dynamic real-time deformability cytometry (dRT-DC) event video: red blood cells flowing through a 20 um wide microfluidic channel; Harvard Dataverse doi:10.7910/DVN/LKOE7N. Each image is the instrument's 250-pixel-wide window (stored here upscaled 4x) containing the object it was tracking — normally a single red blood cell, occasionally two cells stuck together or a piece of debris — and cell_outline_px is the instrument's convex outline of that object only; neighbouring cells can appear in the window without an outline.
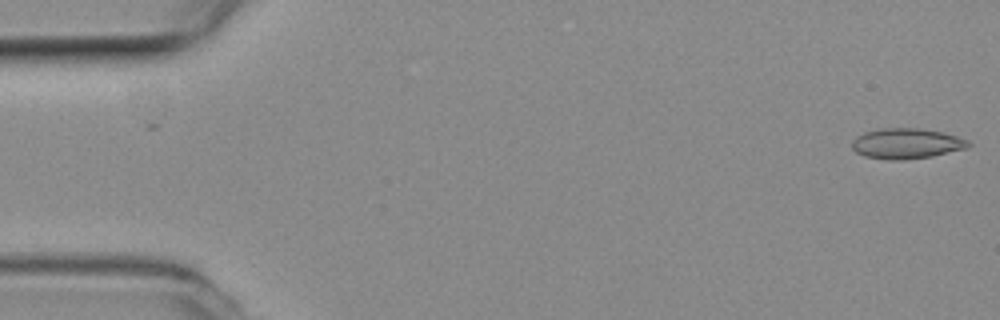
{"species": "common noctule bat (a hibernating species)", "species_latin": "Nyctalus noctula", "temperature_condition": "room temperature", "stored_images_in_passage": 55, "camera_frame_rate_fps": 3000, "um_per_image_px": 0.085, "animal": {"sex": "female", "body_mass_g": 19.3, "forearm_length_mm": 54.1}, "frame": {"image": 1, "passage_image": 1, "time_ms": 0.0, "image_size_px": [1000, 320], "cell_outline_px": [[972, 144], [968, 148], [932, 156], [904, 160], [888, 160], [864, 156], [856, 152], [852, 148], [852, 140], [856, 136], [864, 132], [876, 128], [920, 128], [944, 132], [968, 140]], "centroid_in_image_um": [77.04, 12.19], "position_along_channel_um": 8.0, "area_um2": 20.92}}
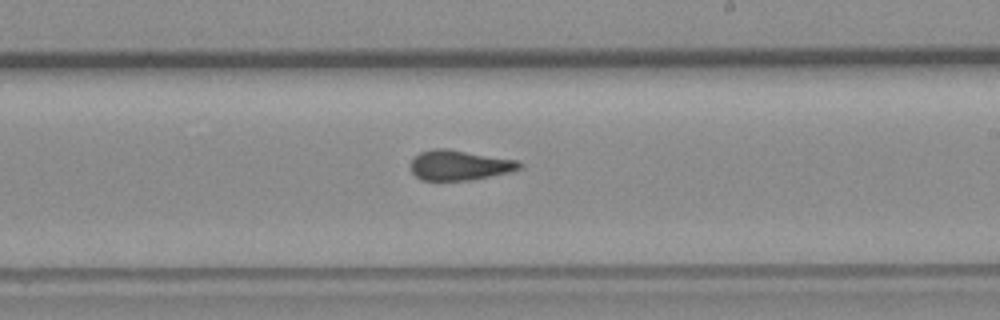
{"frame": {"image": 2, "passage_image": 32, "time_ms": 10.333, "image_size_px": [1000, 320], "cell_outline_px": [[524, 168], [512, 172], [472, 180], [420, 180], [412, 172], [412, 160], [420, 152], [432, 148], [448, 148], [520, 160], [524, 164]], "centroid_in_image_um": [39.15, 14.03], "position_along_channel_um": 249.8, "area_um2": 19.48}}
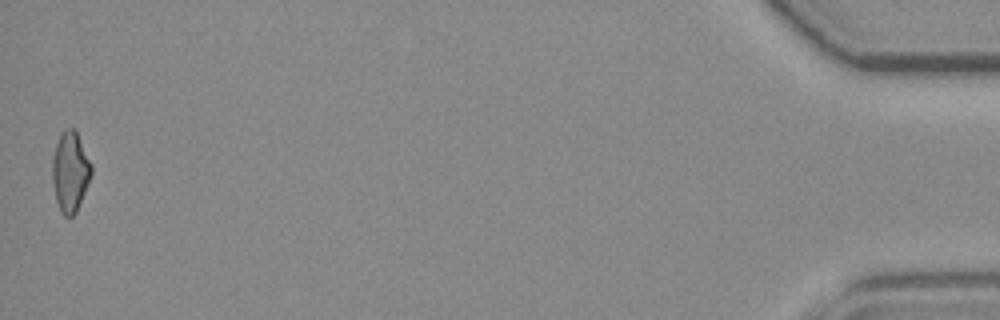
{"frame": {"image": 3, "passage_image": 55, "time_ms": 18.0, "image_size_px": [1000, 320], "cell_outline_px": [[92, 176], [76, 212], [72, 216], [64, 216], [60, 212], [56, 200], [52, 180], [52, 160], [56, 144], [64, 128], [76, 128], [92, 164]], "centroid_in_image_um": [5.98, 14.57], "position_along_channel_um": 429.2, "area_um2": 18.5}, "authors_computed_cell_mechanics": {"area_um2": 19.4208, "velocity_mm_per_s": 3.6776, "shape_relaxation_time_tau1_ms": null, "shape_relaxation_time_tau2_ms": 1.7664, "deformation_change_tau1": null, "deformation_change_tau2": 0.1057}}